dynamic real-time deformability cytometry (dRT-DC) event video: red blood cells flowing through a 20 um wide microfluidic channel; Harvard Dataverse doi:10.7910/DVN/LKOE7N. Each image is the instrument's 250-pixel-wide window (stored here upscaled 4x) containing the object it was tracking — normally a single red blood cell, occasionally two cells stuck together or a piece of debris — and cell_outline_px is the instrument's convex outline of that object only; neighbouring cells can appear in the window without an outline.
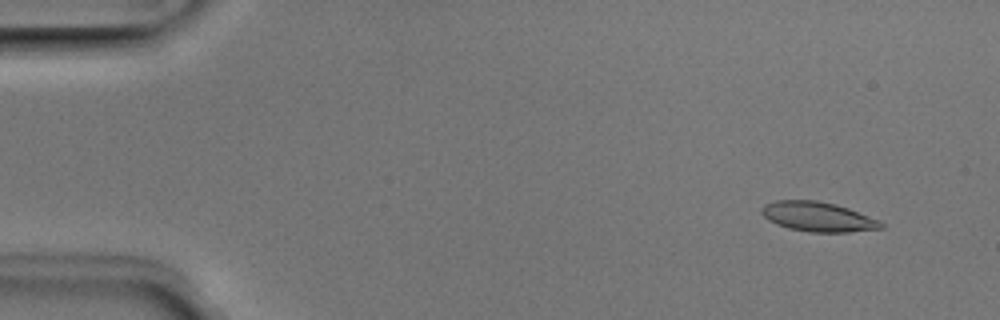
{"species": "Egyptian fruit bat (a non-hibernating species)", "species_latin": "Rousettus aegyptiacus", "temperature_condition": "room temperature", "stored_images_in_passage": 51, "camera_frame_rate_fps": 3000, "um_per_image_px": 0.085, "animal": {"sex": "male"}, "frame": {"image": 1, "passage_image": 4, "time_ms": 1.0, "image_size_px": [1000, 320], "cell_outline_px": [[884, 228], [848, 232], [808, 232], [788, 228], [776, 224], [768, 220], [760, 212], [760, 208], [764, 204], [776, 200], [816, 200], [836, 204], [848, 208], [880, 220], [884, 224]], "centroid_in_image_um": [69.51, 18.42], "position_along_channel_um": 15.5, "area_um2": 20.81}}
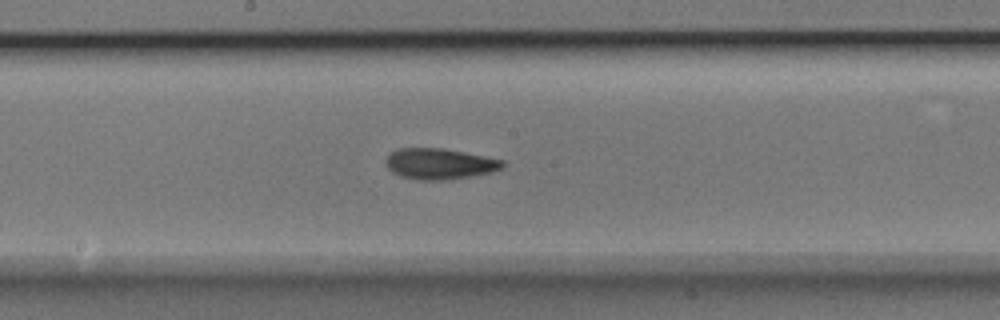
{"frame": {"image": 2, "passage_image": 27, "time_ms": 8.667, "image_size_px": [1000, 320], "cell_outline_px": [[504, 164], [500, 168], [492, 172], [472, 176], [444, 180], [420, 180], [400, 176], [392, 172], [388, 168], [384, 160], [392, 152], [400, 148], [444, 148], [504, 160]], "centroid_in_image_um": [37.35, 13.92], "position_along_channel_um": 210.9, "area_um2": 20.92}}
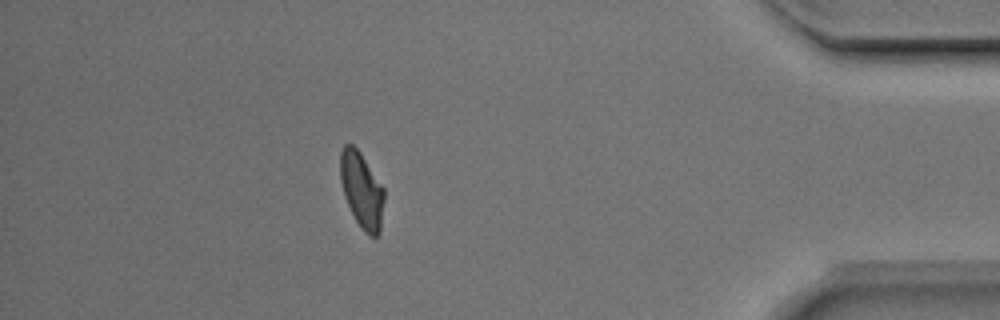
{"frame": {"image": 3, "passage_image": 45, "time_ms": 14.667, "image_size_px": [1000, 320], "cell_outline_px": [[384, 200], [380, 232], [376, 236], [368, 236], [360, 228], [344, 196], [340, 180], [340, 152], [344, 144], [352, 144], [360, 152], [384, 188]], "centroid_in_image_um": [30.74, 16.16], "position_along_channel_um": 404.5, "area_um2": 19.36}, "authors_computed_cell_mechanics": {"area_um2": 20.3456, "velocity_mm_per_s": 3.9683, "shape_relaxation_time_tau1_ms": 4.4617, "shape_relaxation_time_tau2_ms": 2.1916, "deformation_change_tau1": 0.1326, "deformation_change_tau2": 0.0801}}